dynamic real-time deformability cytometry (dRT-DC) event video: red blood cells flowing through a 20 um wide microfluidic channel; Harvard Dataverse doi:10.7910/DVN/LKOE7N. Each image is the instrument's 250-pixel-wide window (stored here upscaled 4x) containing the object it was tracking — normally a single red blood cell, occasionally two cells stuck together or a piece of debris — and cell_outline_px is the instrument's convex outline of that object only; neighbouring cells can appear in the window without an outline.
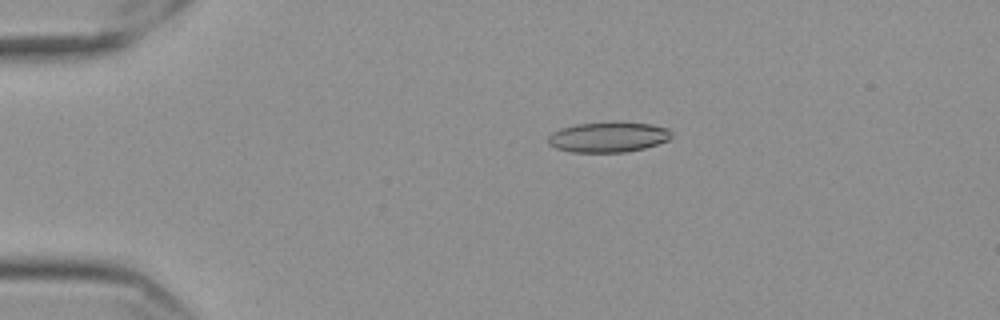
{"species": "Egyptian fruit bat (a non-hibernating species)", "species_latin": "Rousettus aegyptiacus", "temperature_condition": "cold", "stored_images_in_passage": 48, "camera_frame_rate_fps": 3000, "um_per_image_px": 0.085, "frame": {"image": 1, "passage_image": 3, "time_ms": 0.667, "image_size_px": [1000, 320], "cell_outline_px": [[672, 136], [668, 140], [644, 148], [624, 152], [572, 152], [556, 148], [548, 144], [548, 136], [552, 132], [560, 128], [576, 124], [612, 120], [620, 120], [652, 124], [668, 128], [672, 132]], "centroid_in_image_um": [51.71, 11.61], "position_along_channel_um": 33.3, "area_um2": 22.37}}
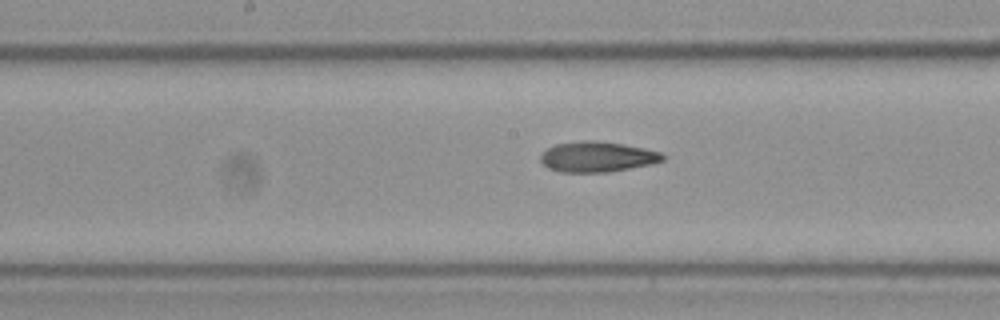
{"frame": {"image": 2, "passage_image": 21, "time_ms": 6.667, "image_size_px": [1000, 320], "cell_outline_px": [[664, 160], [652, 164], [608, 172], [560, 172], [548, 168], [540, 160], [540, 156], [548, 148], [556, 144], [584, 140], [596, 140], [624, 144], [644, 148], [660, 152], [664, 156]], "centroid_in_image_um": [50.77, 13.32], "position_along_channel_um": 197.4, "area_um2": 21.62}}
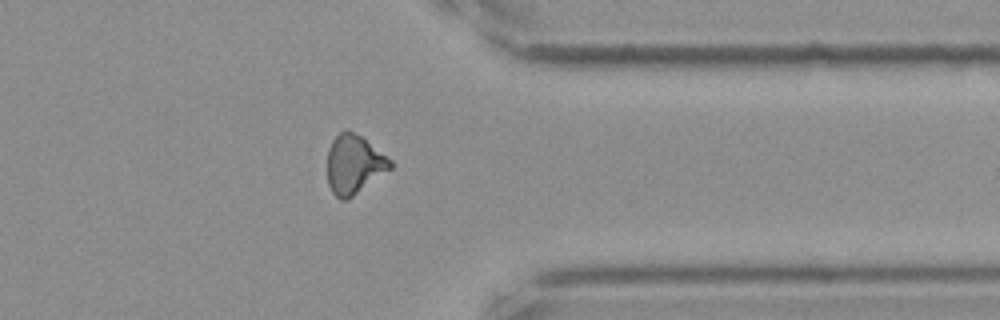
{"frame": {"image": 3, "passage_image": 37, "time_ms": 12.0, "image_size_px": [1000, 320], "cell_outline_px": [[392, 168], [348, 200], [340, 200], [332, 192], [328, 184], [328, 148], [332, 140], [340, 132], [352, 132], [360, 136], [392, 160]], "centroid_in_image_um": [30.09, 14.01], "position_along_channel_um": 381.3, "area_um2": 21.39}, "authors_computed_cell_mechanics": {"area_um2": 21.2704, "velocity_mm_per_s": 3.5768, "shape_relaxation_time_tau1_ms": null, "shape_relaxation_time_tau2_ms": 6.2089, "deformation_change_tau1": null, "deformation_change_tau2": 0.1502}}